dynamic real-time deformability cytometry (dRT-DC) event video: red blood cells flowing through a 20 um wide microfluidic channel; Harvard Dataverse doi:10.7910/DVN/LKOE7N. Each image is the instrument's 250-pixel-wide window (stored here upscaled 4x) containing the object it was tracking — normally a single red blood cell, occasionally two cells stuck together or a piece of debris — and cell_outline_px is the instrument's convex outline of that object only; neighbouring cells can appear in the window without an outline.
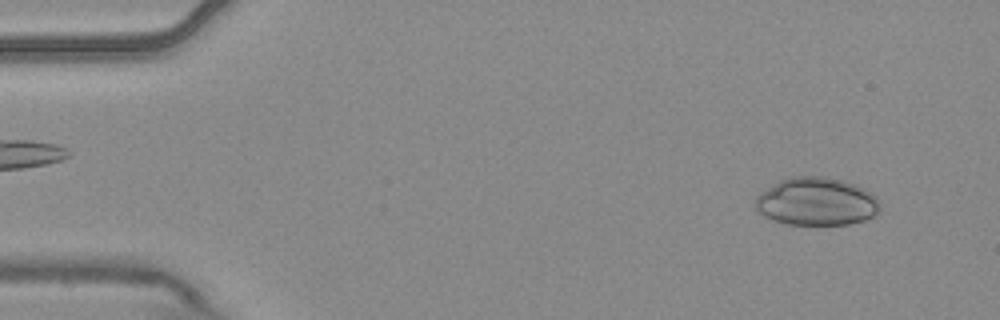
{"species": "common noctule bat (a hibernating species)", "species_latin": "Nyctalus noctula", "temperature_condition": "warm", "stored_images_in_passage": 5, "camera_frame_rate_fps": 3000, "um_per_image_px": 0.085, "animal": {"sex": "male", "body_mass_g": 20.4}, "frame": {"image": 1, "passage_image": 2, "time_ms": 0.333, "image_size_px": [1000, 320], "cell_outline_px": [[880, 208], [872, 216], [864, 220], [848, 224], [788, 224], [764, 216], [756, 212], [756, 196], [760, 192], [780, 180], [792, 176], [824, 176], [844, 180], [856, 184], [864, 188], [876, 196], [880, 204]], "centroid_in_image_um": [69.4, 17.11], "position_along_channel_um": 15.6, "area_um2": 34.85}}